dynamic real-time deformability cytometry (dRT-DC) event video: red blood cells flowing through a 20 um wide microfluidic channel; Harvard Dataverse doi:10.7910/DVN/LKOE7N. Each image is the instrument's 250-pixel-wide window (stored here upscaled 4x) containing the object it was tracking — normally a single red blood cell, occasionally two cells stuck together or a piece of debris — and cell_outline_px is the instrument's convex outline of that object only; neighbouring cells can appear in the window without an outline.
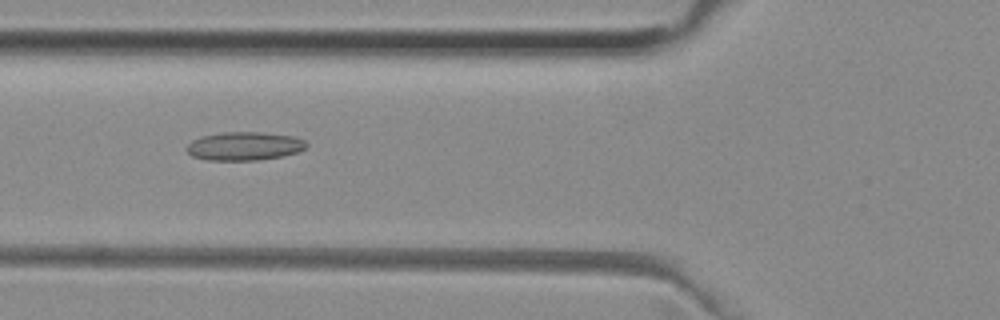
{"species": "common noctule bat (a hibernating species)", "species_latin": "Nyctalus noctula", "temperature_condition": "room temperature", "stored_images_in_passage": 51, "camera_frame_rate_fps": 3000, "um_per_image_px": 0.085, "animal": {"sex": "female", "body_mass_g": 29.2, "forearm_length_mm": 56.3}, "frame": {"image": 1, "passage_image": 19, "time_ms": 6.0, "image_size_px": [1000, 320], "cell_outline_px": [[308, 144], [304, 148], [296, 152], [280, 156], [260, 160], [208, 160], [192, 156], [184, 148], [192, 140], [200, 136], [224, 132], [264, 132], [296, 136], [304, 140]], "centroid_in_image_um": [20.75, 12.41], "position_along_channel_um": 105.1, "area_um2": 19.94}}
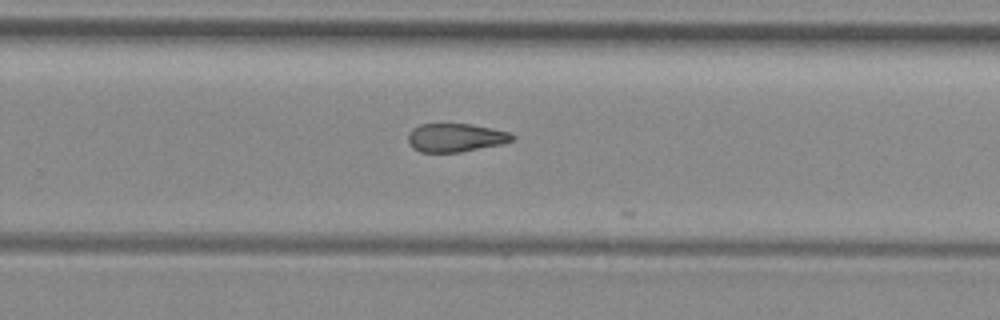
{"frame": {"image": 2, "passage_image": 33, "time_ms": 10.667, "image_size_px": [1000, 320], "cell_outline_px": [[516, 136], [512, 140], [500, 144], [460, 152], [420, 152], [412, 148], [408, 144], [408, 132], [412, 128], [420, 124], [472, 124], [492, 128], [508, 132]], "centroid_in_image_um": [38.67, 11.69], "position_along_channel_um": 291.1, "area_um2": 17.28}}
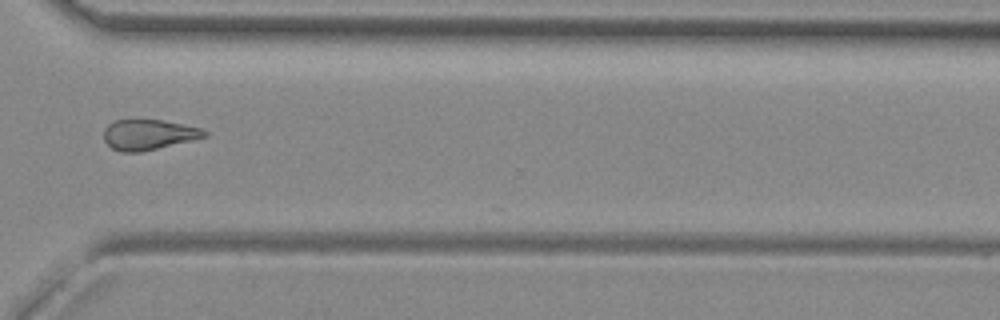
{"frame": {"image": 3, "passage_image": 38, "time_ms": 12.333, "image_size_px": [1000, 320], "cell_outline_px": [[208, 136], [192, 140], [140, 152], [120, 152], [112, 148], [104, 140], [104, 128], [108, 124], [116, 120], [132, 116], [164, 120], [184, 124], [200, 128], [208, 132]], "centroid_in_image_um": [12.59, 11.39], "position_along_channel_um": 358.0, "area_um2": 18.44}, "authors_computed_cell_mechanics": {"area_um2": 19.0162, "velocity_mm_per_s": 3.9906, "shape_relaxation_time_tau1_ms": null, "shape_relaxation_time_tau2_ms": 4.6379, "deformation_change_tau1": null, "deformation_change_tau2": 0.1251}}